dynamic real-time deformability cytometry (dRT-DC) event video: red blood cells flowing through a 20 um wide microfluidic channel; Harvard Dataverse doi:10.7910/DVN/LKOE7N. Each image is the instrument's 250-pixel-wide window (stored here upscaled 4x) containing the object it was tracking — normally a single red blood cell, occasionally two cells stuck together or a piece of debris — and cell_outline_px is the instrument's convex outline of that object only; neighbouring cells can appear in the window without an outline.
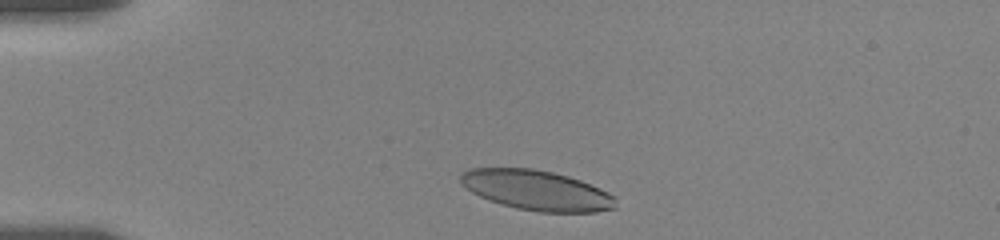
{"species": "human", "species_latin": "Homo sapiens", "temperature_condition": "room temperature", "stored_images_in_passage": 36, "camera_frame_rate_fps": 3000, "um_per_image_px": 0.085, "donor": {"sex": "female"}, "frame": {"image": 1, "passage_image": 3, "time_ms": 0.667, "image_size_px": [1000, 240], "cell_outline_px": [[616, 208], [596, 212], [540, 212], [516, 208], [500, 204], [480, 196], [472, 192], [460, 184], [460, 172], [468, 168], [532, 168], [552, 172], [568, 176], [580, 180], [600, 188], [616, 196]], "centroid_in_image_um": [45.61, 16.17], "position_along_channel_um": 39.4, "area_um2": 36.36}}
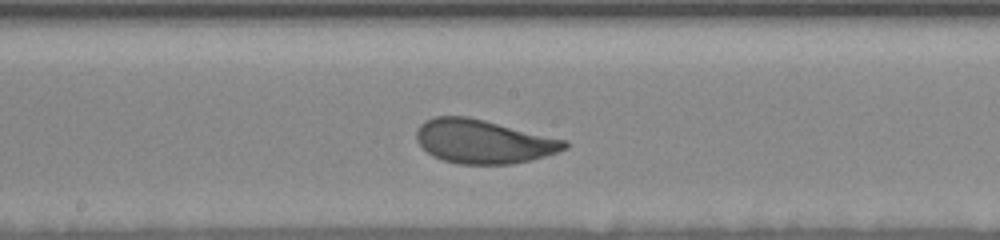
{"frame": {"image": 2, "passage_image": 23, "time_ms": 6.667, "image_size_px": [1000, 240], "cell_outline_px": [[568, 148], [532, 160], [508, 164], [460, 164], [444, 160], [432, 156], [416, 140], [416, 128], [424, 120], [436, 116], [468, 116], [564, 140], [568, 144]], "centroid_in_image_um": [41.03, 12.02], "position_along_channel_um": 207.2, "area_um2": 37.45}}
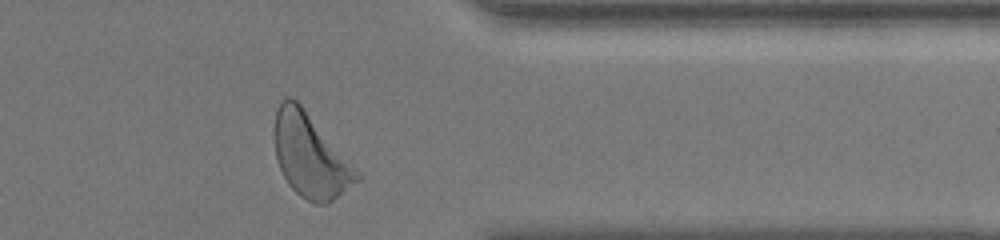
{"frame": {"image": 3, "passage_image": 36, "time_ms": 12.0, "image_size_px": [1000, 240], "cell_outline_px": [[360, 180], [328, 204], [316, 204], [300, 196], [288, 184], [280, 168], [276, 156], [272, 132], [272, 128], [276, 108], [284, 96], [292, 96], [300, 104], [360, 176]], "centroid_in_image_um": [26.28, 13.23], "position_along_channel_um": 385.1, "area_um2": 39.36}, "authors_computed_cell_mechanics": {"area_um2": 37.5411, "velocity_mm_per_s": 3.4719, "shape_relaxation_time_tau1_ms": 3.8914, "shape_relaxation_time_tau2_ms": 0.7926, "deformation_change_tau1": 0.1661, "deformation_change_tau2": 0.0805}}